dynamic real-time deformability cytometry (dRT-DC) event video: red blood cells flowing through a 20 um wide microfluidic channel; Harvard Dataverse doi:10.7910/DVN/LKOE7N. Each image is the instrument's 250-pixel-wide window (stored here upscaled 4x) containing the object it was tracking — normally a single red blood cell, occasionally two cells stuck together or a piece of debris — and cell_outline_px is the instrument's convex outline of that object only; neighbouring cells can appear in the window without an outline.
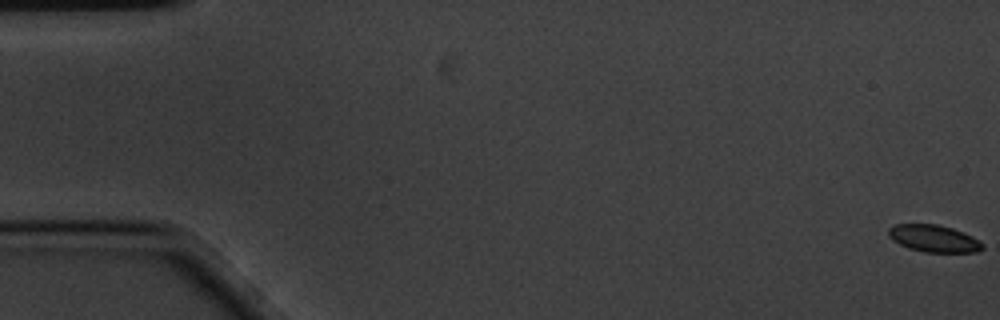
{"species": "common noctule bat (a hibernating species)", "species_latin": "Nyctalus noctula", "temperature_condition": "cold", "stored_images_in_passage": 7, "camera_frame_rate_fps": 3000, "um_per_image_px": 0.085, "animal": {"sex": "male", "body_mass_g": 20.1, "forearm_length_mm": 53.5}, "frame": {"image": 1, "passage_image": 1, "time_ms": 0.0, "image_size_px": [1000, 320], "cell_outline_px": [[984, 248], [976, 252], [924, 252], [908, 248], [892, 240], [888, 236], [888, 228], [892, 224], [936, 224], [952, 228], [964, 232], [972, 236], [984, 244]], "centroid_in_image_um": [79.36, 20.27], "position_along_channel_um": 5.6, "area_um2": 14.97}}
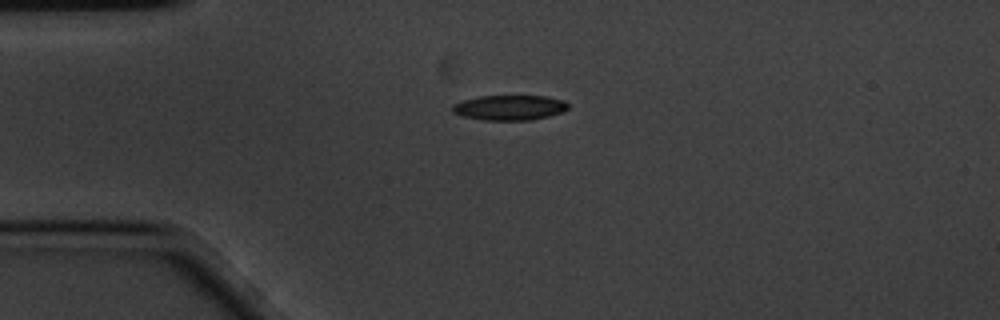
{"frame": {"image": 2, "passage_image": 7, "time_ms": 2.0, "image_size_px": [1000, 320], "cell_outline_px": [[568, 108], [564, 112], [548, 116], [528, 120], [484, 120], [464, 116], [452, 112], [452, 104], [464, 100], [480, 96], [544, 96], [564, 100], [568, 104]], "centroid_in_image_um": [43.32, 9.14], "position_along_channel_um": 41.7, "area_um2": 16.82}}